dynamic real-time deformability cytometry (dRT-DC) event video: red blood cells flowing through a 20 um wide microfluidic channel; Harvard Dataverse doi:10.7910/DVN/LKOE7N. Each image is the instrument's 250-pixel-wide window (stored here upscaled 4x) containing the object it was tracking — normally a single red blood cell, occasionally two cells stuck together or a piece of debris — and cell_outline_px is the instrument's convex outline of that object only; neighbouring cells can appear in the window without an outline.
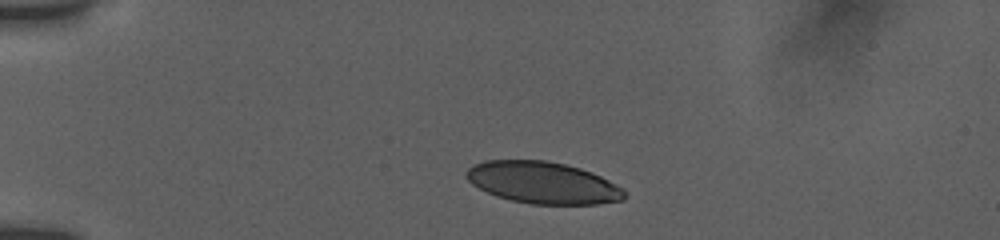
{"species": "human", "species_latin": "Homo sapiens", "temperature_condition": "room temperature", "stored_images_in_passage": 15, "camera_frame_rate_fps": 3000, "um_per_image_px": 0.085, "donor": {"sex": "female"}, "frame": {"image": 1, "passage_image": 4, "time_ms": 1.333, "image_size_px": [1000, 240], "cell_outline_px": [[628, 196], [624, 200], [596, 204], [532, 204], [512, 200], [496, 196], [472, 184], [468, 180], [468, 168], [472, 164], [484, 160], [544, 160], [564, 164], [580, 168], [592, 172], [624, 188], [628, 192]], "centroid_in_image_um": [46.2, 15.53], "position_along_channel_um": 38.8, "area_um2": 38.55}}
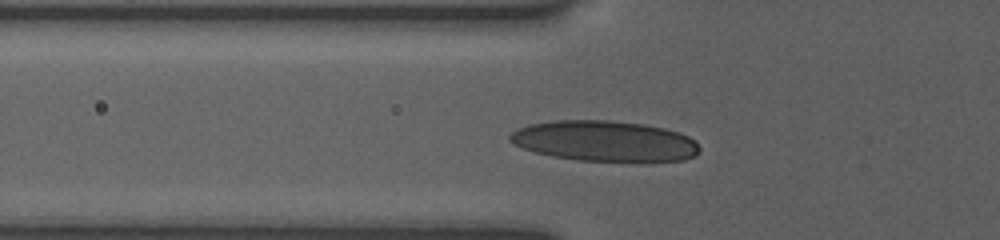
{"frame": {"image": 2, "passage_image": 10, "time_ms": 3.667, "image_size_px": [1000, 240], "cell_outline_px": [[700, 152], [696, 156], [684, 160], [576, 160], [552, 156], [536, 152], [512, 144], [508, 140], [508, 136], [516, 128], [528, 124], [552, 120], [608, 120], [644, 124], [664, 128], [680, 132], [688, 136], [700, 148]], "centroid_in_image_um": [51.34, 11.97], "position_along_channel_um": 74.5, "area_um2": 44.68}}
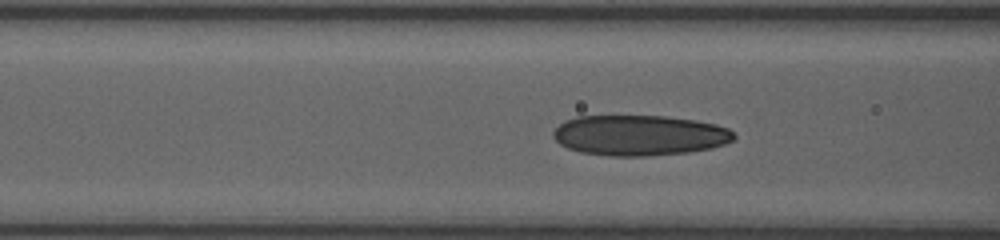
{"frame": {"image": 3, "passage_image": 13, "time_ms": 4.667, "image_size_px": [1000, 240], "cell_outline_px": [[736, 136], [732, 140], [724, 144], [712, 148], [688, 152], [648, 156], [612, 156], [580, 152], [568, 148], [560, 144], [552, 136], [552, 132], [564, 120], [576, 116], [668, 116], [696, 120], [716, 124], [728, 128]], "centroid_in_image_um": [54.34, 11.5], "position_along_channel_um": 112.3, "area_um2": 42.77}}